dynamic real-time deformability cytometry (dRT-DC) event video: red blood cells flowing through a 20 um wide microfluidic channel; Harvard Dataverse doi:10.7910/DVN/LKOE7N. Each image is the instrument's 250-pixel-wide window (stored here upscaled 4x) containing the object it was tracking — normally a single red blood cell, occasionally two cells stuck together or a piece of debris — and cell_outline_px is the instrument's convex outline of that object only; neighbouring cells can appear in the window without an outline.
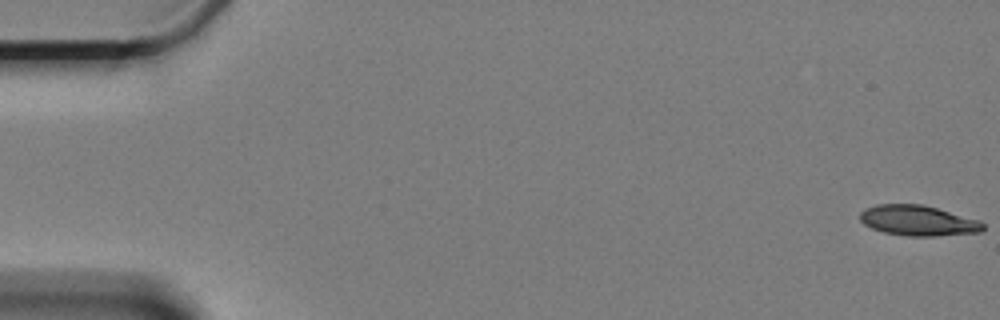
{"species": "Egyptian fruit bat (a non-hibernating species)", "species_latin": "Rousettus aegyptiacus", "temperature_condition": "cold", "stored_images_in_passage": 60, "camera_frame_rate_fps": 3000, "um_per_image_px": 0.085, "animal": {"sex": "female"}, "frame": {"image": 1, "passage_image": 1, "time_ms": 0.0, "image_size_px": [1000, 320], "cell_outline_px": [[984, 228], [980, 232], [932, 236], [908, 236], [884, 232], [872, 228], [864, 224], [860, 220], [860, 212], [864, 208], [876, 204], [920, 204], [936, 208], [980, 220], [984, 224]], "centroid_in_image_um": [78.01, 18.74], "position_along_channel_um": 7.0, "area_um2": 21.68}}
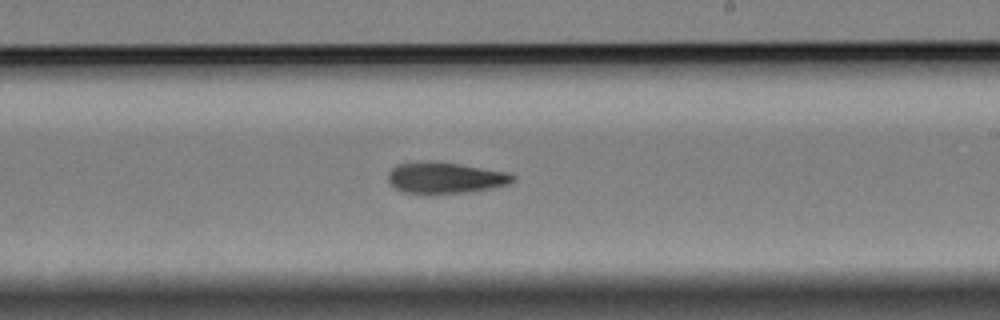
{"frame": {"image": 2, "passage_image": 36, "time_ms": 11.667, "image_size_px": [1000, 320], "cell_outline_px": [[516, 180], [508, 184], [468, 192], [424, 196], [404, 192], [388, 184], [388, 172], [396, 164], [424, 160], [432, 160], [460, 164], [508, 172], [516, 176]], "centroid_in_image_um": [37.78, 15.12], "position_along_channel_um": 251.2, "area_um2": 23.47}}
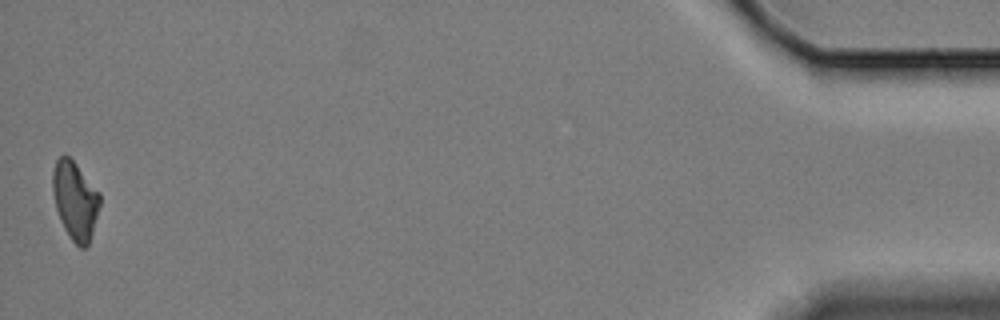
{"frame": {"image": 3, "passage_image": 60, "time_ms": 19.667, "image_size_px": [1000, 320], "cell_outline_px": [[100, 204], [92, 232], [88, 244], [84, 248], [80, 248], [72, 240], [64, 228], [60, 220], [56, 208], [52, 192], [52, 172], [56, 160], [60, 156], [68, 156], [76, 164], [100, 192]], "centroid_in_image_um": [6.37, 17.02], "position_along_channel_um": 428.8, "area_um2": 21.33}, "authors_computed_cell_mechanics": {"area_um2": 22.5131, "velocity_mm_per_s": 3.32, "shape_relaxation_time_tau1_ms": 5.7597, "shape_relaxation_time_tau2_ms": null, "deformation_change_tau1": 0.17, "deformation_change_tau2": null}}